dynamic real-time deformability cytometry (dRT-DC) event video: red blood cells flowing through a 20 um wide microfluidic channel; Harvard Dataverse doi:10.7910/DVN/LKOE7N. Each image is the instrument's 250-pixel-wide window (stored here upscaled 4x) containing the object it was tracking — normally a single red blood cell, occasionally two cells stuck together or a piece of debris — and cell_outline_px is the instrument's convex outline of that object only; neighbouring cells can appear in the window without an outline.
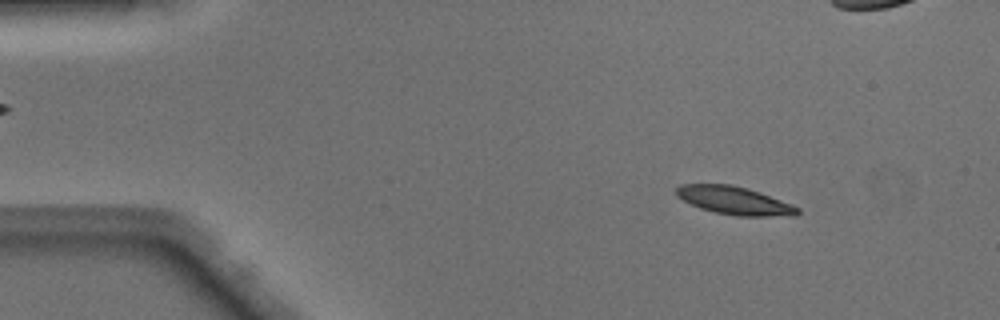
{"species": "Egyptian fruit bat (a non-hibernating species)", "species_latin": "Rousettus aegyptiacus", "temperature_condition": "warm", "stored_images_in_passage": 50, "camera_frame_rate_fps": 3000, "um_per_image_px": 0.085, "animal": {"sex": "male"}, "frame": {"image": 1, "passage_image": 6, "time_ms": 1.667, "image_size_px": [1000, 320], "cell_outline_px": [[800, 212], [796, 216], [736, 216], [716, 212], [700, 208], [676, 196], [676, 188], [680, 184], [732, 184], [748, 188], [760, 192], [792, 204], [800, 208]], "centroid_in_image_um": [62.46, 17.04], "position_along_channel_um": 22.5, "area_um2": 19.88}}
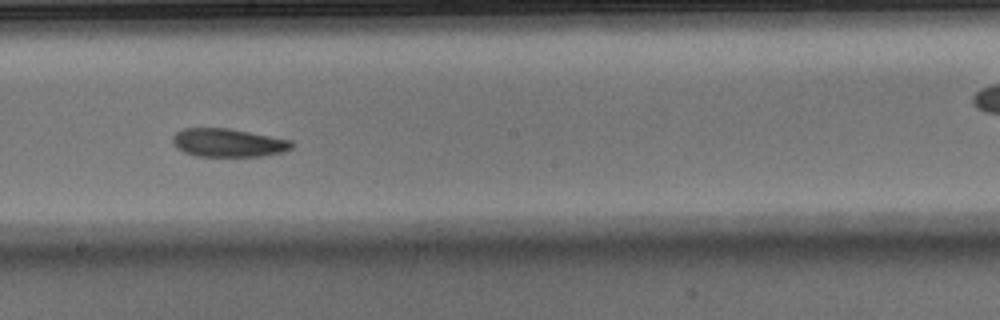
{"frame": {"image": 2, "passage_image": 27, "time_ms": 8.667, "image_size_px": [1000, 320], "cell_outline_px": [[292, 148], [284, 152], [264, 156], [196, 156], [184, 152], [176, 148], [172, 144], [172, 136], [176, 132], [184, 128], [228, 128], [292, 140]], "centroid_in_image_um": [19.37, 12.13], "position_along_channel_um": 228.8, "area_um2": 19.77}}
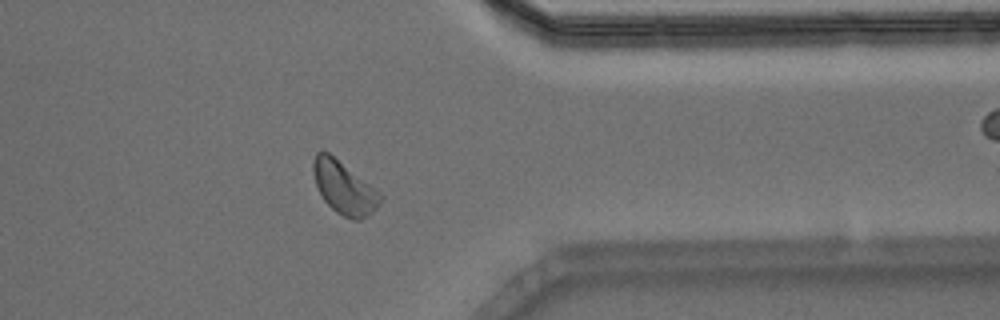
{"frame": {"image": 3, "passage_image": 39, "time_ms": 12.667, "image_size_px": [1000, 320], "cell_outline_px": [[384, 196], [376, 208], [372, 212], [360, 220], [352, 220], [336, 212], [324, 200], [316, 184], [312, 172], [312, 160], [316, 152], [320, 148], [328, 152], [380, 192]], "centroid_in_image_um": [29.22, 15.93], "position_along_channel_um": 382.2, "area_um2": 20.52}, "authors_computed_cell_mechanics": {"area_um2": 20.0855, "velocity_mm_per_s": 4.0766, "shape_relaxation_time_tau1_ms": 5.1049, "shape_relaxation_time_tau2_ms": null, "deformation_change_tau1": 0.14, "deformation_change_tau2": null}}